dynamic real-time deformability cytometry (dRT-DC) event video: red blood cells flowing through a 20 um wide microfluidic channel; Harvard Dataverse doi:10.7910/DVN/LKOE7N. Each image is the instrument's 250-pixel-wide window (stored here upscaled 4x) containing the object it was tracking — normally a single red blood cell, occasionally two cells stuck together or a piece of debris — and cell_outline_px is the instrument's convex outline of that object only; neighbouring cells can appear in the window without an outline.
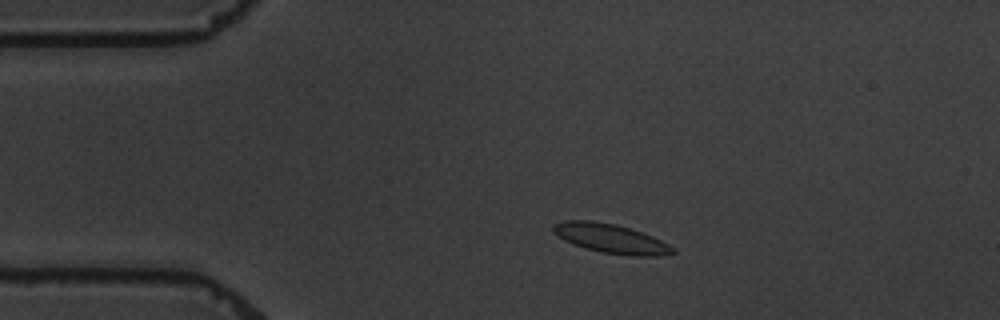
{"species": "common noctule bat (a hibernating species)", "species_latin": "Nyctalus noctula", "temperature_condition": "warm", "stored_images_in_passage": 3, "camera_frame_rate_fps": 3000, "um_per_image_px": 0.085, "animal": {"sex": "male", "body_mass_g": 19.5, "forearm_length_mm": 54.6}, "frame": {"image": 1, "passage_image": 2, "time_ms": 1.0, "image_size_px": [1000, 320], "cell_outline_px": [[676, 252], [660, 256], [632, 256], [600, 252], [564, 240], [556, 236], [552, 232], [552, 224], [564, 220], [592, 220], [616, 224], [652, 236], [676, 248]], "centroid_in_image_um": [51.9, 20.27], "position_along_channel_um": 33.1, "area_um2": 20.35}}